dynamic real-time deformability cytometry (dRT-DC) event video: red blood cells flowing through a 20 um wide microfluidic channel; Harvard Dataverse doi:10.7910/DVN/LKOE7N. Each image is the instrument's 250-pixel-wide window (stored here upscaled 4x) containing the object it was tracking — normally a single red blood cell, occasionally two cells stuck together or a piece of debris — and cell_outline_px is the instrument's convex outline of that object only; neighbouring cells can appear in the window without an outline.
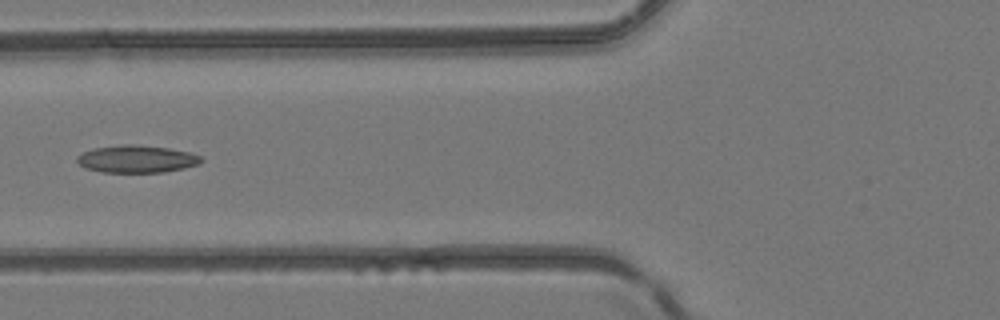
{"species": "common noctule bat (a hibernating species)", "species_latin": "Nyctalus noctula", "temperature_condition": "room temperature", "stored_images_in_passage": 7, "camera_frame_rate_fps": 3000, "um_per_image_px": 0.085, "animal": {"sex": "female", "body_mass_g": 24.6, "forearm_length_mm": 56.2}, "frame": {"image": 1, "passage_image": 7, "time_ms": 6.667, "image_size_px": [1000, 320], "cell_outline_px": [[204, 160], [200, 164], [184, 168], [164, 172], [100, 172], [84, 168], [76, 160], [76, 156], [92, 148], [120, 144], [136, 144], [168, 148], [188, 152], [200, 156]], "centroid_in_image_um": [11.6, 13.51], "position_along_channel_um": 114.2, "area_um2": 20.0}}